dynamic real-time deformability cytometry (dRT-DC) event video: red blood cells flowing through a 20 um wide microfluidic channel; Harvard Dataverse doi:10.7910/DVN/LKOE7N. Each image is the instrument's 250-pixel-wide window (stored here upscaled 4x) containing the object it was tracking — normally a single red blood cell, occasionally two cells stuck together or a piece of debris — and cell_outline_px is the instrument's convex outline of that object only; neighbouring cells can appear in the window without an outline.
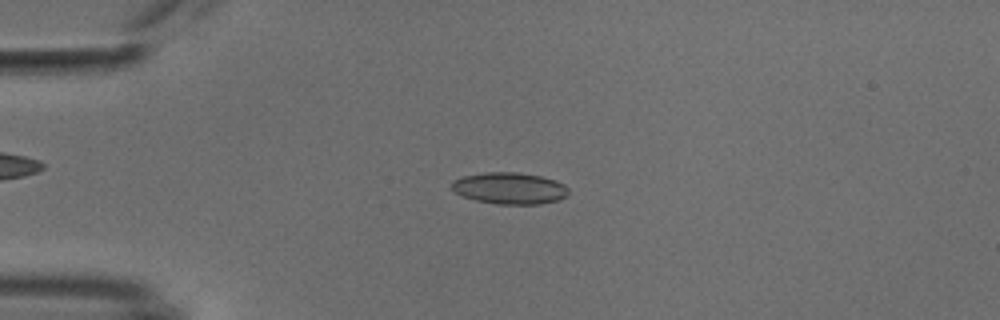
{"species": "common noctule bat (a hibernating species)", "species_latin": "Nyctalus noctula", "temperature_condition": "cold", "stored_images_in_passage": 51, "camera_frame_rate_fps": 3000, "um_per_image_px": 0.085, "animal": {"sex": "male", "body_mass_g": 18.8}, "frame": {"image": 1, "passage_image": 11, "time_ms": 3.333, "image_size_px": [1000, 320], "cell_outline_px": [[568, 192], [560, 200], [540, 204], [496, 204], [476, 200], [464, 196], [456, 192], [452, 188], [452, 180], [464, 176], [484, 172], [516, 172], [540, 176], [556, 180], [564, 184], [568, 188]], "centroid_in_image_um": [43.33, 16.0], "position_along_channel_um": 41.7, "area_um2": 21.44}}
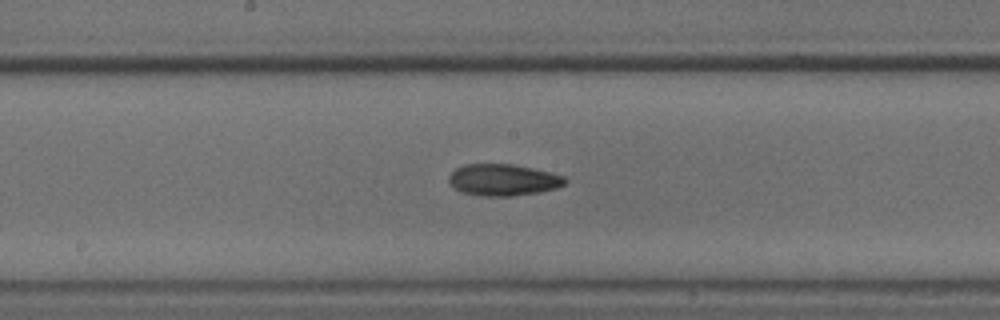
{"frame": {"image": 2, "passage_image": 26, "time_ms": 8.333, "image_size_px": [1000, 320], "cell_outline_px": [[568, 180], [564, 184], [556, 188], [536, 192], [512, 196], [480, 196], [460, 192], [452, 188], [448, 184], [448, 176], [456, 168], [464, 164], [512, 164], [532, 168], [564, 176]], "centroid_in_image_um": [42.69, 15.29], "position_along_channel_um": 205.5, "area_um2": 21.5}}
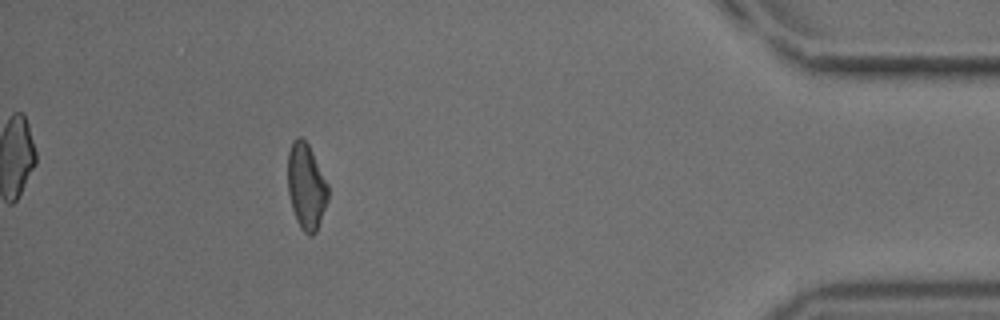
{"frame": {"image": 3, "passage_image": 46, "time_ms": 15.0, "image_size_px": [1000, 320], "cell_outline_px": [[328, 200], [316, 232], [312, 236], [308, 236], [300, 228], [296, 220], [292, 208], [288, 192], [288, 152], [292, 140], [296, 136], [300, 136], [308, 144], [328, 184]], "centroid_in_image_um": [26.02, 15.85], "position_along_channel_um": 409.2, "area_um2": 20.23}, "authors_computed_cell_mechanics": {"area_um2": 20.7502, "velocity_mm_per_s": 3.809, "shape_relaxation_time_tau1_ms": 5.1632, "shape_relaxation_time_tau2_ms": 10.9004, "deformation_change_tau1": 0.1118, "deformation_change_tau2": 0.2047}}